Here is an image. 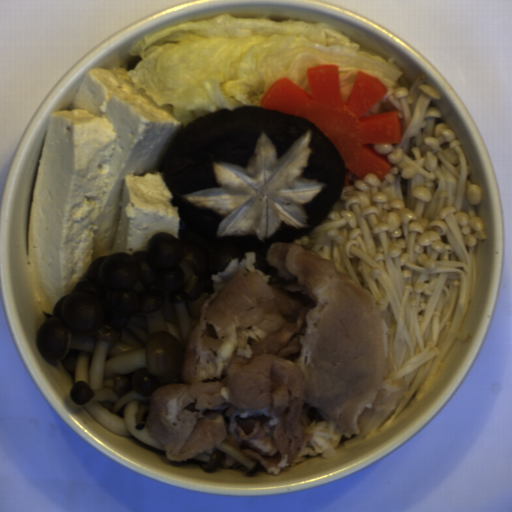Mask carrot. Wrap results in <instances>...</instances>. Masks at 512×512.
Returning <instances> with one entry per match:
<instances>
[{
    "label": "carrot",
    "mask_w": 512,
    "mask_h": 512,
    "mask_svg": "<svg viewBox=\"0 0 512 512\" xmlns=\"http://www.w3.org/2000/svg\"><path fill=\"white\" fill-rule=\"evenodd\" d=\"M309 91L289 77L277 78L260 100V108L292 114L314 123L338 152L350 185L348 170L361 181L375 174L380 182L391 162L371 145L400 143L398 112L366 114L388 89L377 76L357 71L349 97L342 93L338 65L307 68Z\"/></svg>",
    "instance_id": "carrot-1"
}]
</instances>
